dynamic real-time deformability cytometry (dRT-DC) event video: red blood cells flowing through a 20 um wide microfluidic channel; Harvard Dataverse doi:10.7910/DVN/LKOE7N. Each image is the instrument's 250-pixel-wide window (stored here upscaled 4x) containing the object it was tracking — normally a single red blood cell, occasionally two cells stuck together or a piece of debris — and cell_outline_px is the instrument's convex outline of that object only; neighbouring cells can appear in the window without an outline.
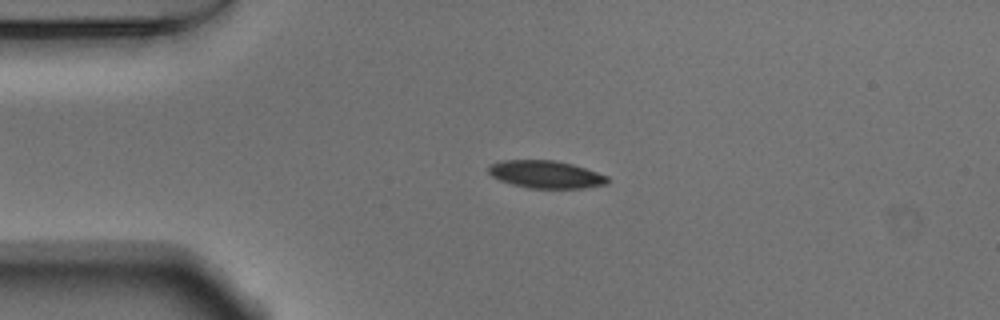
{"species": "Egyptian fruit bat (a non-hibernating species)", "species_latin": "Rousettus aegyptiacus", "temperature_condition": "warm", "stored_images_in_passage": 52, "camera_frame_rate_fps": 3000, "um_per_image_px": 0.085, "animal": {"sex": "male"}, "frame": {"image": 1, "passage_image": 11, "time_ms": 3.333, "image_size_px": [1000, 320], "cell_outline_px": [[608, 184], [584, 188], [528, 188], [512, 184], [500, 180], [492, 176], [488, 172], [488, 168], [492, 164], [504, 160], [556, 160], [572, 164], [608, 176]], "centroid_in_image_um": [46.41, 14.83], "position_along_channel_um": 38.6, "area_um2": 19.02}}
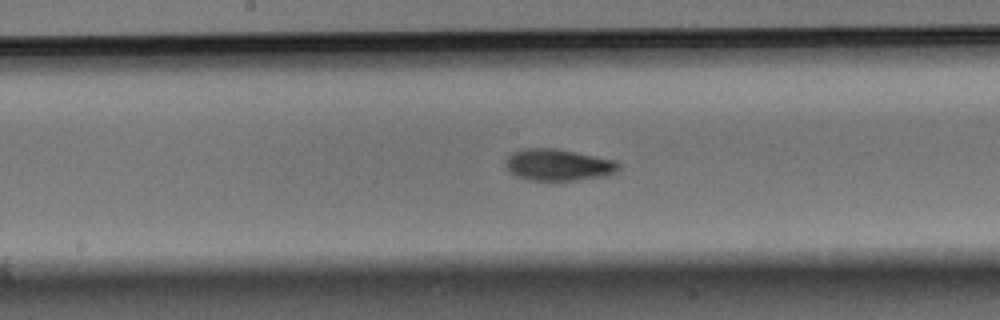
{"frame": {"image": 2, "passage_image": 26, "time_ms": 8.333, "image_size_px": [1000, 320], "cell_outline_px": [[620, 168], [616, 172], [608, 176], [576, 180], [532, 180], [516, 176], [508, 172], [504, 164], [504, 160], [512, 152], [524, 148], [556, 148], [616, 160], [620, 164]], "centroid_in_image_um": [47.44, 14.01], "position_along_channel_um": 200.8, "area_um2": 21.15}}
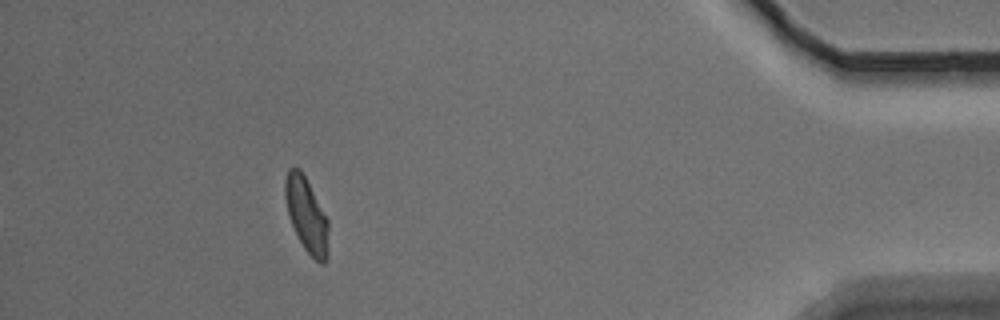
{"frame": {"image": 3, "passage_image": 47, "time_ms": 15.333, "image_size_px": [1000, 320], "cell_outline_px": [[328, 256], [324, 264], [320, 264], [304, 248], [288, 216], [284, 196], [284, 180], [288, 168], [300, 168], [328, 220]], "centroid_in_image_um": [26.04, 18.27], "position_along_channel_um": 409.2, "area_um2": 18.67}, "authors_computed_cell_mechanics": {"area_um2": 19.5075, "velocity_mm_per_s": 3.7787, "shape_relaxation_time_tau1_ms": 6.4715, "shape_relaxation_time_tau2_ms": 3.554, "deformation_change_tau1": 0.1764, "deformation_change_tau2": 0.0891}}